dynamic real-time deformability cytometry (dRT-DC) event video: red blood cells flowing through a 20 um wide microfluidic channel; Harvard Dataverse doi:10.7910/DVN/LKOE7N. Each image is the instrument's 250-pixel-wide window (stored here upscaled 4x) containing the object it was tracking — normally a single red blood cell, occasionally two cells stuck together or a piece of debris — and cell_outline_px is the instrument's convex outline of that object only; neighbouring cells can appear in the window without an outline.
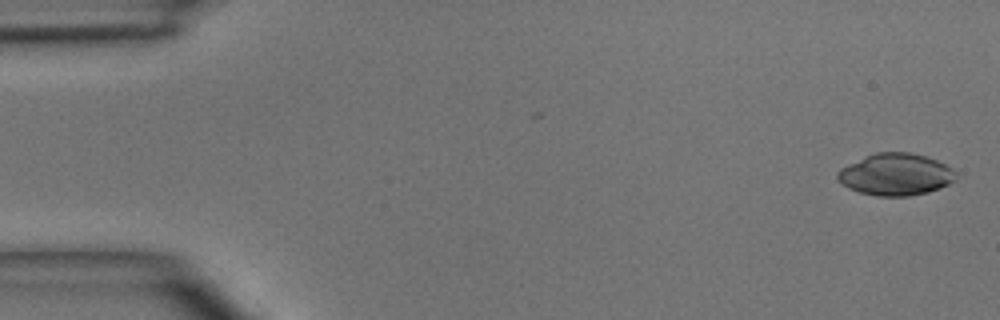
{"species": "common noctule bat (a hibernating species)", "species_latin": "Nyctalus noctula", "temperature_condition": "room temperature", "stored_images_in_passage": 5, "camera_frame_rate_fps": 3000, "um_per_image_px": 0.085, "animal": {"sex": "male", "body_mass_g": 15.6}, "frame": {"image": 1, "passage_image": 1, "time_ms": 0.0, "image_size_px": [1000, 320], "cell_outline_px": [[956, 180], [940, 188], [928, 192], [908, 196], [876, 196], [860, 192], [848, 188], [836, 176], [836, 172], [840, 168], [848, 164], [876, 152], [908, 152], [924, 156], [936, 160], [952, 168], [956, 172]], "centroid_in_image_um": [76.14, 14.83], "position_along_channel_um": 8.9, "area_um2": 28.78}}
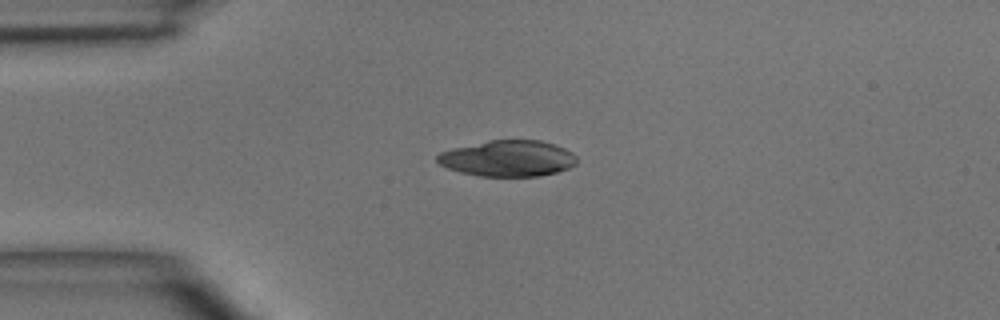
{"frame": {"image": 2, "passage_image": 4, "time_ms": 3.333, "image_size_px": [1000, 320], "cell_outline_px": [[576, 164], [568, 168], [556, 172], [540, 176], [480, 176], [460, 172], [448, 168], [440, 164], [436, 160], [436, 156], [440, 152], [452, 148], [488, 140], [540, 140], [564, 148], [572, 152], [576, 156]], "centroid_in_image_um": [43.15, 13.46], "position_along_channel_um": 41.8, "area_um2": 29.3}}